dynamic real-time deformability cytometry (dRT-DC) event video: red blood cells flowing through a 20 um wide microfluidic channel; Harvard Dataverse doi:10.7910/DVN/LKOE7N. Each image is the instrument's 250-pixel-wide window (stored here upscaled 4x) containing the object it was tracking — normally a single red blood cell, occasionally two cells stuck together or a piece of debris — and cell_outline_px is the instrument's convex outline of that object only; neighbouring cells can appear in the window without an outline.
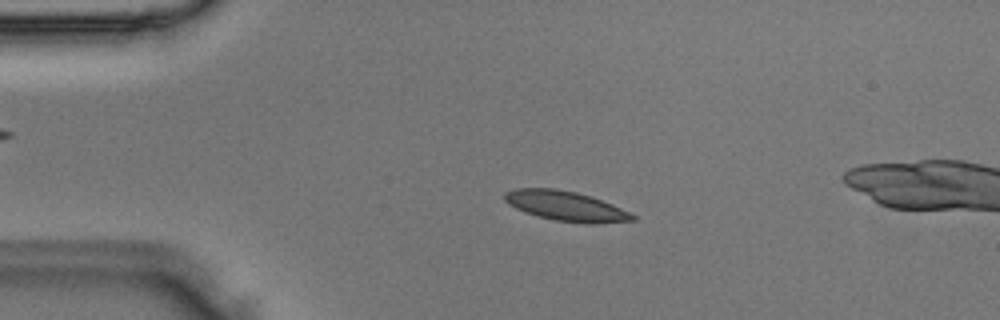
{"species": "Egyptian fruit bat (a non-hibernating species)", "species_latin": "Rousettus aegyptiacus", "temperature_condition": "room temperature", "stored_images_in_passage": 6, "camera_frame_rate_fps": 3000, "um_per_image_px": 0.085, "animal": {"sex": "male"}, "frame": {"image": 1, "passage_image": 4, "time_ms": 1.0, "image_size_px": [1000, 320], "cell_outline_px": [[636, 220], [596, 224], [588, 224], [556, 220], [536, 216], [524, 212], [508, 204], [504, 200], [504, 192], [516, 188], [556, 188], [576, 192], [592, 196], [612, 204], [636, 216]], "centroid_in_image_um": [48.08, 17.51], "position_along_channel_um": 36.9, "area_um2": 22.37}}